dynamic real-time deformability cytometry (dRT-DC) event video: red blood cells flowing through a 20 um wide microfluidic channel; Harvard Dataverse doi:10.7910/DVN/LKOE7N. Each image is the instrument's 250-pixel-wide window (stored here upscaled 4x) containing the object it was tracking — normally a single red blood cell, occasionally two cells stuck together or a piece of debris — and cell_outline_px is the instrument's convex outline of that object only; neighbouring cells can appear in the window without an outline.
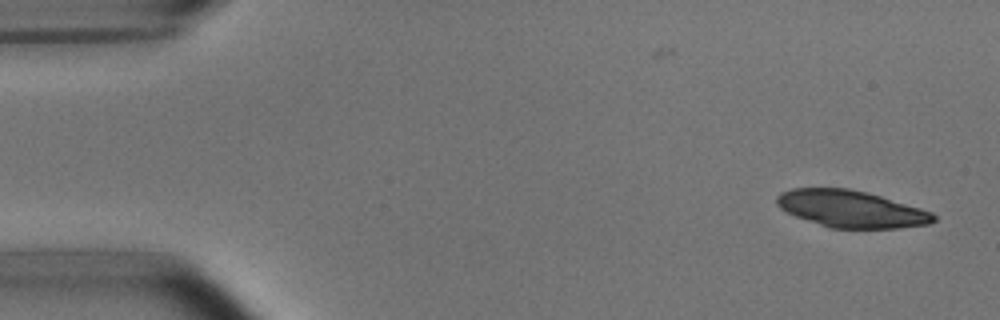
{"species": "common noctule bat (a hibernating species)", "species_latin": "Nyctalus noctula", "temperature_condition": "room temperature", "stored_images_in_passage": 10, "camera_frame_rate_fps": 3000, "um_per_image_px": 0.085, "animal": {"sex": "male", "body_mass_g": 15.6}, "frame": {"image": 1, "passage_image": 1, "time_ms": 0.0, "image_size_px": [1000, 320], "cell_outline_px": [[936, 220], [932, 224], [900, 228], [828, 228], [796, 216], [780, 208], [776, 204], [776, 196], [780, 192], [792, 188], [848, 188], [880, 196], [920, 208], [932, 212], [936, 216]], "centroid_in_image_um": [72.34, 17.77], "position_along_channel_um": 12.7, "area_um2": 33.76}}